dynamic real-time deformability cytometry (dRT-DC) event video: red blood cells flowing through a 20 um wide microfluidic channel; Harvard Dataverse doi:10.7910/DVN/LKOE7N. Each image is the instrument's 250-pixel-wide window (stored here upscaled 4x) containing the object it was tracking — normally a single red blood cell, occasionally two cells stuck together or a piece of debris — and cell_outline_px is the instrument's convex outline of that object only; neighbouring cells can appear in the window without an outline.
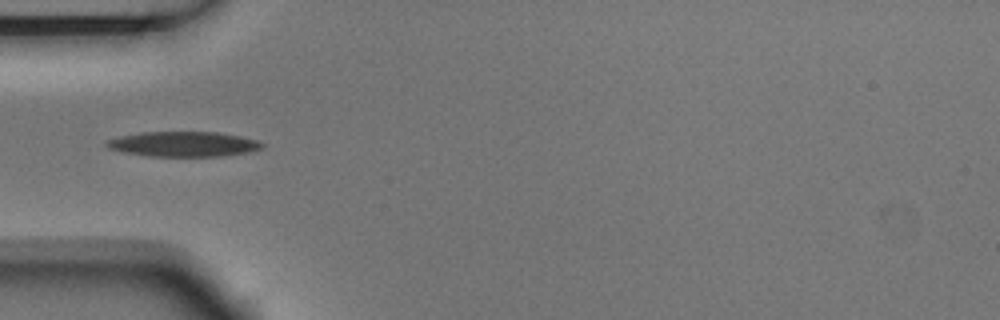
{"species": "Egyptian fruit bat (a non-hibernating species)", "species_latin": "Rousettus aegyptiacus", "temperature_condition": "room temperature", "stored_images_in_passage": 5, "camera_frame_rate_fps": 3000, "um_per_image_px": 0.085, "animal": {"sex": "male"}, "frame": {"image": 1, "passage_image": 5, "time_ms": 1.333, "image_size_px": [1000, 320], "cell_outline_px": [[264, 148], [252, 152], [224, 156], [148, 156], [124, 152], [108, 148], [104, 144], [104, 140], [120, 136], [140, 132], [216, 132], [240, 136], [256, 140], [264, 144]], "centroid_in_image_um": [15.59, 12.25], "position_along_channel_um": 69.4, "area_um2": 22.89}}